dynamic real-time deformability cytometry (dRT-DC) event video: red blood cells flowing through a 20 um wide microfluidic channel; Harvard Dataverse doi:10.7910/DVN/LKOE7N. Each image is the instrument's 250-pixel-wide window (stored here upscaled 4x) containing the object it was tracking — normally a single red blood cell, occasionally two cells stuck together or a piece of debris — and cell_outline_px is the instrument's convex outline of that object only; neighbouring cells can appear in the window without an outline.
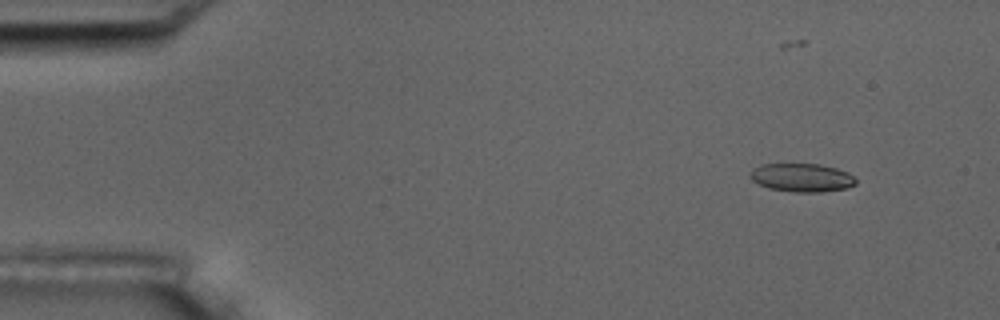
{"species": "common noctule bat (a hibernating species)", "species_latin": "Nyctalus noctula", "temperature_condition": "room temperature", "stored_images_in_passage": 5, "camera_frame_rate_fps": 3000, "um_per_image_px": 0.085, "animal": {"sex": "male", "body_mass_g": 17.5, "forearm_length_mm": 52.3}, "frame": {"image": 1, "passage_image": 2, "time_ms": 1.333, "image_size_px": [1000, 320], "cell_outline_px": [[856, 184], [848, 188], [820, 192], [796, 192], [768, 188], [752, 180], [748, 176], [752, 168], [760, 164], [820, 164], [836, 168], [848, 172], [856, 180]], "centroid_in_image_um": [68.14, 15.09], "position_along_channel_um": 16.9, "area_um2": 17.57}}
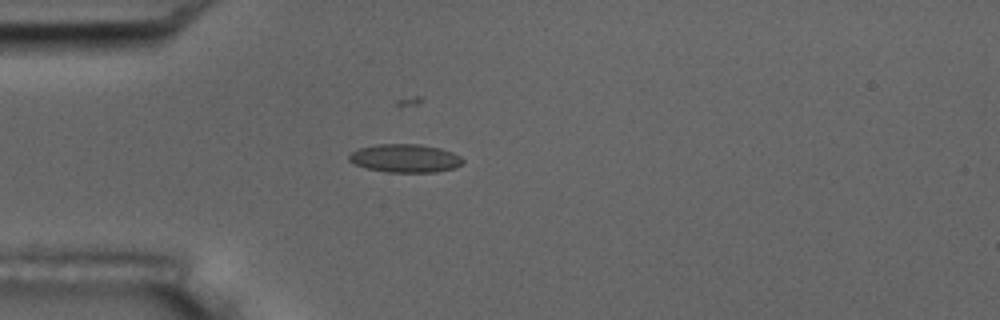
{"frame": {"image": 2, "passage_image": 5, "time_ms": 4.667, "image_size_px": [1000, 320], "cell_outline_px": [[464, 164], [456, 168], [436, 172], [388, 172], [364, 168], [352, 164], [348, 160], [348, 156], [352, 152], [360, 148], [376, 144], [420, 144], [440, 148], [452, 152], [460, 156], [464, 160]], "centroid_in_image_um": [34.44, 13.46], "position_along_channel_um": 50.6, "area_um2": 19.02}}